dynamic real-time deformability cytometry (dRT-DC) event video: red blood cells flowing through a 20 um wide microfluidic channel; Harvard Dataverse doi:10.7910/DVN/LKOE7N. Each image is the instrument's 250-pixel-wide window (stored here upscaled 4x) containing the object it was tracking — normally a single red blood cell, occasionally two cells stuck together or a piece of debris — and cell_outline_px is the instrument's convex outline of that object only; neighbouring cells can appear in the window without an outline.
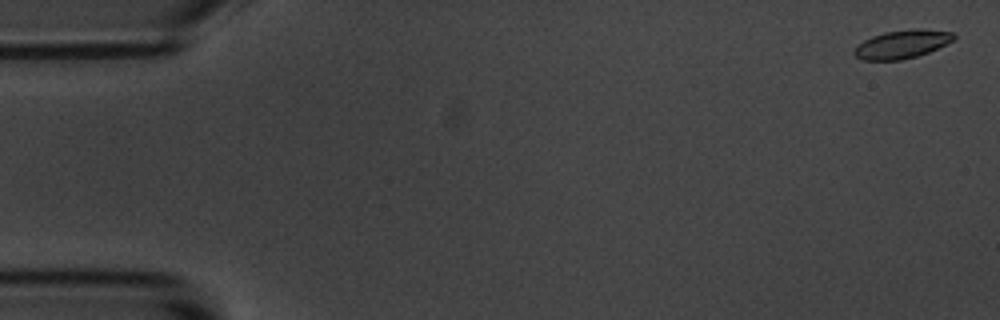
{"species": "common noctule bat (a hibernating species)", "species_latin": "Nyctalus noctula", "temperature_condition": "room temperature", "stored_images_in_passage": 56, "camera_frame_rate_fps": 3000, "um_per_image_px": 0.085, "animal": {"sex": "male", "body_mass_g": 20.1, "forearm_length_mm": 53.5}, "frame": {"image": 1, "passage_image": 2, "time_ms": 0.333, "image_size_px": [1000, 320], "cell_outline_px": [[956, 40], [928, 52], [916, 56], [900, 60], [864, 60], [856, 56], [852, 52], [864, 40], [872, 36], [884, 32], [912, 28], [924, 28], [952, 32], [956, 36]], "centroid_in_image_um": [76.72, 3.74], "position_along_channel_um": 8.3, "area_um2": 16.53}}
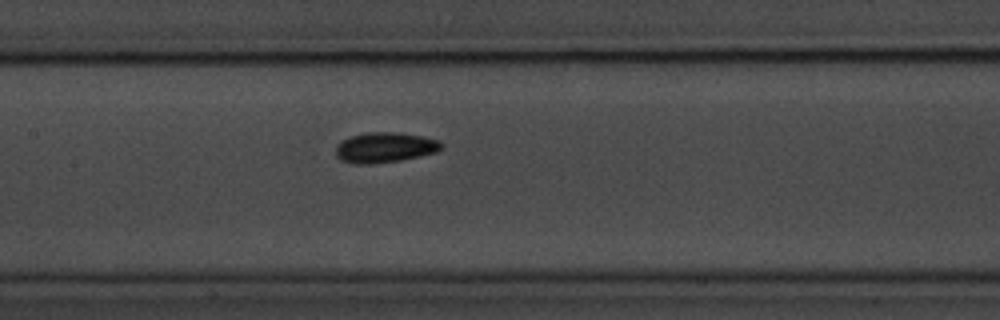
{"frame": {"image": 2, "passage_image": 27, "time_ms": 8.667, "image_size_px": [1000, 320], "cell_outline_px": [[444, 148], [436, 152], [420, 156], [400, 160], [372, 164], [356, 164], [340, 160], [336, 156], [336, 144], [340, 140], [352, 136], [368, 132], [396, 132], [424, 136], [440, 140], [444, 144]], "centroid_in_image_um": [32.73, 12.53], "position_along_channel_um": 174.7, "area_um2": 18.9}}
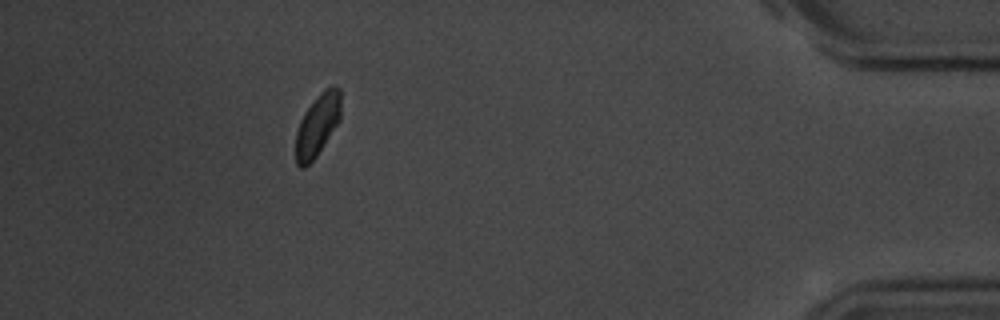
{"frame": {"image": 3, "passage_image": 51, "time_ms": 16.667, "image_size_px": [1000, 320], "cell_outline_px": [[340, 120], [316, 156], [304, 168], [300, 168], [296, 164], [296, 132], [300, 120], [304, 112], [320, 92], [324, 88], [332, 84], [340, 88]], "centroid_in_image_um": [26.98, 10.6], "position_along_channel_um": 408.2, "area_um2": 16.3}, "authors_computed_cell_mechanics": {"area_um2": 17.1088, "velocity_mm_per_s": 3.606, "shape_relaxation_time_tau1_ms": 2.6091, "shape_relaxation_time_tau2_ms": 2.6089, "deformation_change_tau1": 0.0964, "deformation_change_tau2": 0.0548}}